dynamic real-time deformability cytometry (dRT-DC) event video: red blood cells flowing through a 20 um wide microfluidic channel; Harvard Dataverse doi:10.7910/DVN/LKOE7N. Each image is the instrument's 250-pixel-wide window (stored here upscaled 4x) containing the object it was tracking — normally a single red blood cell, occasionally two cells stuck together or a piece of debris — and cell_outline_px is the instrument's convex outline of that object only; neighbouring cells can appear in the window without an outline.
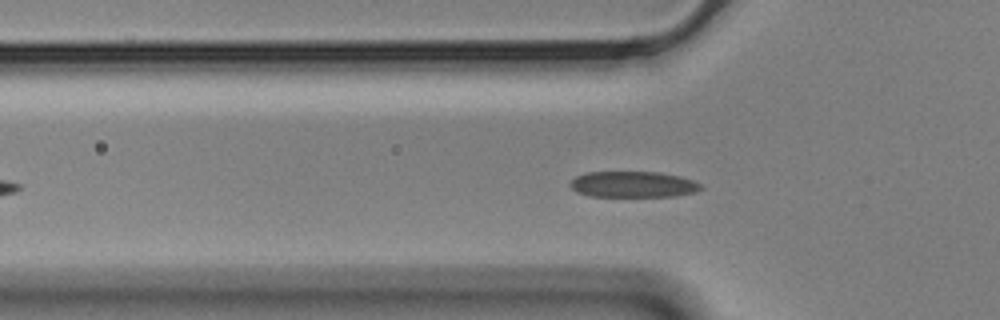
{"species": "Egyptian fruit bat (a non-hibernating species)", "species_latin": "Rousettus aegyptiacus", "temperature_condition": "cold", "stored_images_in_passage": 44, "camera_frame_rate_fps": 3000, "um_per_image_px": 0.085, "animal": {"sex": "male"}, "frame": {"image": 1, "passage_image": 13, "time_ms": 4.0, "image_size_px": [1000, 320], "cell_outline_px": [[704, 188], [696, 192], [676, 196], [588, 196], [576, 192], [568, 184], [576, 176], [584, 172], [660, 172], [680, 176], [692, 180], [700, 184]], "centroid_in_image_um": [53.8, 15.67], "position_along_channel_um": 72.0, "area_um2": 19.94}}
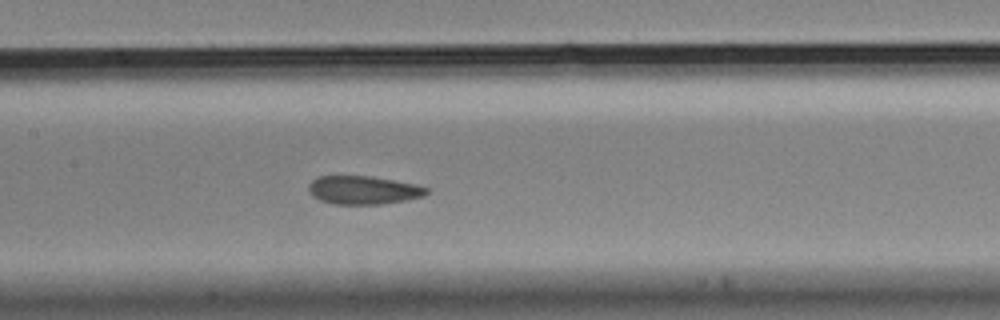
{"frame": {"image": 2, "passage_image": 22, "time_ms": 7.0, "image_size_px": [1000, 320], "cell_outline_px": [[428, 192], [424, 196], [404, 200], [380, 204], [336, 204], [320, 200], [312, 196], [308, 192], [308, 184], [316, 176], [372, 176], [416, 184], [428, 188]], "centroid_in_image_um": [30.85, 16.15], "position_along_channel_um": 176.5, "area_um2": 19.54}}
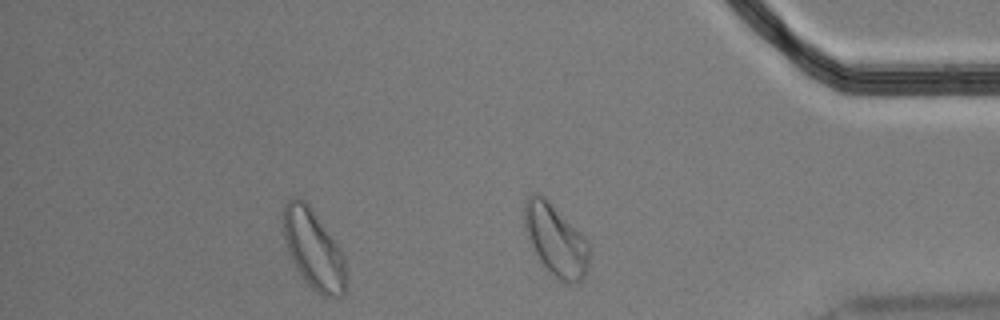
{"frame": {"image": 3, "passage_image": 42, "time_ms": 13.667, "image_size_px": [1000, 320], "cell_outline_px": [[348, 280], [344, 296], [320, 296], [304, 280], [296, 268], [288, 252], [284, 240], [284, 204], [292, 196], [296, 196], [304, 200], [308, 204], [340, 248], [344, 256], [348, 276]], "centroid_in_image_um": [26.68, 21.23], "position_along_channel_um": 408.5, "area_um2": 29.19}, "authors_computed_cell_mechanics": {"area_um2": 20.3456, "velocity_mm_per_s": 3.4556, "shape_relaxation_time_tau1_ms": 4.4106, "shape_relaxation_time_tau2_ms": 1.6376, "deformation_change_tau1": 0.1251, "deformation_change_tau2": 0.0741}}